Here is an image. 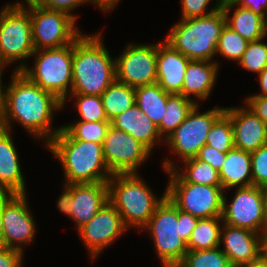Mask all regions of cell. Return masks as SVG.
Here are the masks:
<instances>
[{
	"label": "cell",
	"instance_id": "obj_51",
	"mask_svg": "<svg viewBox=\"0 0 267 267\" xmlns=\"http://www.w3.org/2000/svg\"><path fill=\"white\" fill-rule=\"evenodd\" d=\"M264 197V206H265V216L267 219V184H265L263 187H261Z\"/></svg>",
	"mask_w": 267,
	"mask_h": 267
},
{
	"label": "cell",
	"instance_id": "obj_36",
	"mask_svg": "<svg viewBox=\"0 0 267 267\" xmlns=\"http://www.w3.org/2000/svg\"><path fill=\"white\" fill-rule=\"evenodd\" d=\"M263 39L249 42L246 51L243 53L240 66L260 73L267 66V44L262 43Z\"/></svg>",
	"mask_w": 267,
	"mask_h": 267
},
{
	"label": "cell",
	"instance_id": "obj_4",
	"mask_svg": "<svg viewBox=\"0 0 267 267\" xmlns=\"http://www.w3.org/2000/svg\"><path fill=\"white\" fill-rule=\"evenodd\" d=\"M226 24L223 9L207 16L181 19L165 42L190 60L210 61L215 54L221 31Z\"/></svg>",
	"mask_w": 267,
	"mask_h": 267
},
{
	"label": "cell",
	"instance_id": "obj_16",
	"mask_svg": "<svg viewBox=\"0 0 267 267\" xmlns=\"http://www.w3.org/2000/svg\"><path fill=\"white\" fill-rule=\"evenodd\" d=\"M126 229L127 227L124 225L121 215L108 201L78 231L87 249L90 250L91 256L94 258Z\"/></svg>",
	"mask_w": 267,
	"mask_h": 267
},
{
	"label": "cell",
	"instance_id": "obj_37",
	"mask_svg": "<svg viewBox=\"0 0 267 267\" xmlns=\"http://www.w3.org/2000/svg\"><path fill=\"white\" fill-rule=\"evenodd\" d=\"M252 185L263 187L267 184V144L251 152Z\"/></svg>",
	"mask_w": 267,
	"mask_h": 267
},
{
	"label": "cell",
	"instance_id": "obj_34",
	"mask_svg": "<svg viewBox=\"0 0 267 267\" xmlns=\"http://www.w3.org/2000/svg\"><path fill=\"white\" fill-rule=\"evenodd\" d=\"M249 41L225 24L218 41L216 53H220L227 59L241 60Z\"/></svg>",
	"mask_w": 267,
	"mask_h": 267
},
{
	"label": "cell",
	"instance_id": "obj_23",
	"mask_svg": "<svg viewBox=\"0 0 267 267\" xmlns=\"http://www.w3.org/2000/svg\"><path fill=\"white\" fill-rule=\"evenodd\" d=\"M217 63L190 60L184 74L182 95L188 99L190 94L203 100L212 91L217 75Z\"/></svg>",
	"mask_w": 267,
	"mask_h": 267
},
{
	"label": "cell",
	"instance_id": "obj_55",
	"mask_svg": "<svg viewBox=\"0 0 267 267\" xmlns=\"http://www.w3.org/2000/svg\"><path fill=\"white\" fill-rule=\"evenodd\" d=\"M267 15V14H266ZM265 24H266V27H267V17L265 18Z\"/></svg>",
	"mask_w": 267,
	"mask_h": 267
},
{
	"label": "cell",
	"instance_id": "obj_8",
	"mask_svg": "<svg viewBox=\"0 0 267 267\" xmlns=\"http://www.w3.org/2000/svg\"><path fill=\"white\" fill-rule=\"evenodd\" d=\"M22 3L7 5L0 13V59L6 64L33 56L32 24Z\"/></svg>",
	"mask_w": 267,
	"mask_h": 267
},
{
	"label": "cell",
	"instance_id": "obj_28",
	"mask_svg": "<svg viewBox=\"0 0 267 267\" xmlns=\"http://www.w3.org/2000/svg\"><path fill=\"white\" fill-rule=\"evenodd\" d=\"M101 99L107 119L111 121L135 104V88L115 80L102 93Z\"/></svg>",
	"mask_w": 267,
	"mask_h": 267
},
{
	"label": "cell",
	"instance_id": "obj_47",
	"mask_svg": "<svg viewBox=\"0 0 267 267\" xmlns=\"http://www.w3.org/2000/svg\"><path fill=\"white\" fill-rule=\"evenodd\" d=\"M259 81L263 93L254 96L267 97V66L259 73Z\"/></svg>",
	"mask_w": 267,
	"mask_h": 267
},
{
	"label": "cell",
	"instance_id": "obj_43",
	"mask_svg": "<svg viewBox=\"0 0 267 267\" xmlns=\"http://www.w3.org/2000/svg\"><path fill=\"white\" fill-rule=\"evenodd\" d=\"M246 105L267 124V97L251 96L246 99Z\"/></svg>",
	"mask_w": 267,
	"mask_h": 267
},
{
	"label": "cell",
	"instance_id": "obj_45",
	"mask_svg": "<svg viewBox=\"0 0 267 267\" xmlns=\"http://www.w3.org/2000/svg\"><path fill=\"white\" fill-rule=\"evenodd\" d=\"M256 1L257 0H242L240 5L243 8L251 10L254 14L259 15L265 20L267 14V0H261V4H259V1Z\"/></svg>",
	"mask_w": 267,
	"mask_h": 267
},
{
	"label": "cell",
	"instance_id": "obj_3",
	"mask_svg": "<svg viewBox=\"0 0 267 267\" xmlns=\"http://www.w3.org/2000/svg\"><path fill=\"white\" fill-rule=\"evenodd\" d=\"M47 146L61 161L66 184L108 182L113 175L105 163L102 144L72 139L61 128Z\"/></svg>",
	"mask_w": 267,
	"mask_h": 267
},
{
	"label": "cell",
	"instance_id": "obj_32",
	"mask_svg": "<svg viewBox=\"0 0 267 267\" xmlns=\"http://www.w3.org/2000/svg\"><path fill=\"white\" fill-rule=\"evenodd\" d=\"M218 248L188 251L177 267H232L228 257Z\"/></svg>",
	"mask_w": 267,
	"mask_h": 267
},
{
	"label": "cell",
	"instance_id": "obj_29",
	"mask_svg": "<svg viewBox=\"0 0 267 267\" xmlns=\"http://www.w3.org/2000/svg\"><path fill=\"white\" fill-rule=\"evenodd\" d=\"M197 105L192 99H188L181 94H171L167 98L165 113L160 124L157 126L159 134L162 136L168 133L167 138L188 116Z\"/></svg>",
	"mask_w": 267,
	"mask_h": 267
},
{
	"label": "cell",
	"instance_id": "obj_2",
	"mask_svg": "<svg viewBox=\"0 0 267 267\" xmlns=\"http://www.w3.org/2000/svg\"><path fill=\"white\" fill-rule=\"evenodd\" d=\"M96 36L81 35L73 43L71 94L101 96L116 80L115 60Z\"/></svg>",
	"mask_w": 267,
	"mask_h": 267
},
{
	"label": "cell",
	"instance_id": "obj_41",
	"mask_svg": "<svg viewBox=\"0 0 267 267\" xmlns=\"http://www.w3.org/2000/svg\"><path fill=\"white\" fill-rule=\"evenodd\" d=\"M199 218L178 209V222H180V238L188 243Z\"/></svg>",
	"mask_w": 267,
	"mask_h": 267
},
{
	"label": "cell",
	"instance_id": "obj_21",
	"mask_svg": "<svg viewBox=\"0 0 267 267\" xmlns=\"http://www.w3.org/2000/svg\"><path fill=\"white\" fill-rule=\"evenodd\" d=\"M18 158L9 130L0 127V191L26 194Z\"/></svg>",
	"mask_w": 267,
	"mask_h": 267
},
{
	"label": "cell",
	"instance_id": "obj_17",
	"mask_svg": "<svg viewBox=\"0 0 267 267\" xmlns=\"http://www.w3.org/2000/svg\"><path fill=\"white\" fill-rule=\"evenodd\" d=\"M233 127L234 148L254 152L267 144V124L250 108H225Z\"/></svg>",
	"mask_w": 267,
	"mask_h": 267
},
{
	"label": "cell",
	"instance_id": "obj_9",
	"mask_svg": "<svg viewBox=\"0 0 267 267\" xmlns=\"http://www.w3.org/2000/svg\"><path fill=\"white\" fill-rule=\"evenodd\" d=\"M35 50L60 48L74 43L82 34L75 27V15L36 5L28 7ZM75 27V28H74Z\"/></svg>",
	"mask_w": 267,
	"mask_h": 267
},
{
	"label": "cell",
	"instance_id": "obj_42",
	"mask_svg": "<svg viewBox=\"0 0 267 267\" xmlns=\"http://www.w3.org/2000/svg\"><path fill=\"white\" fill-rule=\"evenodd\" d=\"M22 251L0 247V267H21Z\"/></svg>",
	"mask_w": 267,
	"mask_h": 267
},
{
	"label": "cell",
	"instance_id": "obj_39",
	"mask_svg": "<svg viewBox=\"0 0 267 267\" xmlns=\"http://www.w3.org/2000/svg\"><path fill=\"white\" fill-rule=\"evenodd\" d=\"M226 154L224 152L218 151L214 147L209 145H204L198 155L197 158L201 161L207 162L218 172L221 170L222 164L226 159Z\"/></svg>",
	"mask_w": 267,
	"mask_h": 267
},
{
	"label": "cell",
	"instance_id": "obj_10",
	"mask_svg": "<svg viewBox=\"0 0 267 267\" xmlns=\"http://www.w3.org/2000/svg\"><path fill=\"white\" fill-rule=\"evenodd\" d=\"M167 198L181 211L199 219L222 217V186L168 183Z\"/></svg>",
	"mask_w": 267,
	"mask_h": 267
},
{
	"label": "cell",
	"instance_id": "obj_35",
	"mask_svg": "<svg viewBox=\"0 0 267 267\" xmlns=\"http://www.w3.org/2000/svg\"><path fill=\"white\" fill-rule=\"evenodd\" d=\"M77 97V109L81 115V121L96 122L109 121L104 111L101 96L73 94Z\"/></svg>",
	"mask_w": 267,
	"mask_h": 267
},
{
	"label": "cell",
	"instance_id": "obj_40",
	"mask_svg": "<svg viewBox=\"0 0 267 267\" xmlns=\"http://www.w3.org/2000/svg\"><path fill=\"white\" fill-rule=\"evenodd\" d=\"M86 1L88 0H37L36 6L50 10H61L72 15L71 9ZM89 1L94 5L96 4L94 0Z\"/></svg>",
	"mask_w": 267,
	"mask_h": 267
},
{
	"label": "cell",
	"instance_id": "obj_44",
	"mask_svg": "<svg viewBox=\"0 0 267 267\" xmlns=\"http://www.w3.org/2000/svg\"><path fill=\"white\" fill-rule=\"evenodd\" d=\"M72 184L65 185V191L62 196L59 197L57 207L63 213L71 216L72 213Z\"/></svg>",
	"mask_w": 267,
	"mask_h": 267
},
{
	"label": "cell",
	"instance_id": "obj_12",
	"mask_svg": "<svg viewBox=\"0 0 267 267\" xmlns=\"http://www.w3.org/2000/svg\"><path fill=\"white\" fill-rule=\"evenodd\" d=\"M198 105L188 114L185 120L164 140L173 151L188 160L196 158L200 149L207 143V134L214 122L225 112V108H214L198 114Z\"/></svg>",
	"mask_w": 267,
	"mask_h": 267
},
{
	"label": "cell",
	"instance_id": "obj_20",
	"mask_svg": "<svg viewBox=\"0 0 267 267\" xmlns=\"http://www.w3.org/2000/svg\"><path fill=\"white\" fill-rule=\"evenodd\" d=\"M108 201L107 182L74 183L70 217L77 222L79 229L88 223Z\"/></svg>",
	"mask_w": 267,
	"mask_h": 267
},
{
	"label": "cell",
	"instance_id": "obj_19",
	"mask_svg": "<svg viewBox=\"0 0 267 267\" xmlns=\"http://www.w3.org/2000/svg\"><path fill=\"white\" fill-rule=\"evenodd\" d=\"M190 59L165 41L157 44V81L166 93L181 94L184 74Z\"/></svg>",
	"mask_w": 267,
	"mask_h": 267
},
{
	"label": "cell",
	"instance_id": "obj_18",
	"mask_svg": "<svg viewBox=\"0 0 267 267\" xmlns=\"http://www.w3.org/2000/svg\"><path fill=\"white\" fill-rule=\"evenodd\" d=\"M220 242L224 240L223 253L232 267H241L257 259L263 253V235L244 228L224 224ZM223 234V235H222Z\"/></svg>",
	"mask_w": 267,
	"mask_h": 267
},
{
	"label": "cell",
	"instance_id": "obj_5",
	"mask_svg": "<svg viewBox=\"0 0 267 267\" xmlns=\"http://www.w3.org/2000/svg\"><path fill=\"white\" fill-rule=\"evenodd\" d=\"M108 183V199L121 215L124 225L144 229L156 207L166 197L157 199L137 173L113 174Z\"/></svg>",
	"mask_w": 267,
	"mask_h": 267
},
{
	"label": "cell",
	"instance_id": "obj_38",
	"mask_svg": "<svg viewBox=\"0 0 267 267\" xmlns=\"http://www.w3.org/2000/svg\"><path fill=\"white\" fill-rule=\"evenodd\" d=\"M210 0H182V19L207 16L219 9V4H216L211 11L205 13Z\"/></svg>",
	"mask_w": 267,
	"mask_h": 267
},
{
	"label": "cell",
	"instance_id": "obj_14",
	"mask_svg": "<svg viewBox=\"0 0 267 267\" xmlns=\"http://www.w3.org/2000/svg\"><path fill=\"white\" fill-rule=\"evenodd\" d=\"M157 44L128 45L115 60L116 80L133 88L157 81Z\"/></svg>",
	"mask_w": 267,
	"mask_h": 267
},
{
	"label": "cell",
	"instance_id": "obj_25",
	"mask_svg": "<svg viewBox=\"0 0 267 267\" xmlns=\"http://www.w3.org/2000/svg\"><path fill=\"white\" fill-rule=\"evenodd\" d=\"M186 170L181 174L169 160L164 161V169L170 173L169 183H196L201 185L221 186L219 172L207 162L196 158L185 160ZM174 168V169H173Z\"/></svg>",
	"mask_w": 267,
	"mask_h": 267
},
{
	"label": "cell",
	"instance_id": "obj_22",
	"mask_svg": "<svg viewBox=\"0 0 267 267\" xmlns=\"http://www.w3.org/2000/svg\"><path fill=\"white\" fill-rule=\"evenodd\" d=\"M111 125L123 130L142 143L149 151L157 139H162L157 125L139 109L136 103L111 120Z\"/></svg>",
	"mask_w": 267,
	"mask_h": 267
},
{
	"label": "cell",
	"instance_id": "obj_48",
	"mask_svg": "<svg viewBox=\"0 0 267 267\" xmlns=\"http://www.w3.org/2000/svg\"><path fill=\"white\" fill-rule=\"evenodd\" d=\"M241 267H267V255L262 253L257 259Z\"/></svg>",
	"mask_w": 267,
	"mask_h": 267
},
{
	"label": "cell",
	"instance_id": "obj_50",
	"mask_svg": "<svg viewBox=\"0 0 267 267\" xmlns=\"http://www.w3.org/2000/svg\"><path fill=\"white\" fill-rule=\"evenodd\" d=\"M242 0H218L219 8L233 7V5L240 4Z\"/></svg>",
	"mask_w": 267,
	"mask_h": 267
},
{
	"label": "cell",
	"instance_id": "obj_24",
	"mask_svg": "<svg viewBox=\"0 0 267 267\" xmlns=\"http://www.w3.org/2000/svg\"><path fill=\"white\" fill-rule=\"evenodd\" d=\"M251 153L233 148L226 154L219 176L223 190L238 186H252Z\"/></svg>",
	"mask_w": 267,
	"mask_h": 267
},
{
	"label": "cell",
	"instance_id": "obj_30",
	"mask_svg": "<svg viewBox=\"0 0 267 267\" xmlns=\"http://www.w3.org/2000/svg\"><path fill=\"white\" fill-rule=\"evenodd\" d=\"M222 217L199 219L187 243L188 251H198L219 247L220 232L219 221Z\"/></svg>",
	"mask_w": 267,
	"mask_h": 267
},
{
	"label": "cell",
	"instance_id": "obj_1",
	"mask_svg": "<svg viewBox=\"0 0 267 267\" xmlns=\"http://www.w3.org/2000/svg\"><path fill=\"white\" fill-rule=\"evenodd\" d=\"M11 84L6 88L0 104V127L10 131V119L21 123L31 134L49 140L61 128L51 132L52 112L63 107L53 93L32 83L20 71H15Z\"/></svg>",
	"mask_w": 267,
	"mask_h": 267
},
{
	"label": "cell",
	"instance_id": "obj_13",
	"mask_svg": "<svg viewBox=\"0 0 267 267\" xmlns=\"http://www.w3.org/2000/svg\"><path fill=\"white\" fill-rule=\"evenodd\" d=\"M105 163L112 174L137 173L150 151L133 136L110 125L103 142Z\"/></svg>",
	"mask_w": 267,
	"mask_h": 267
},
{
	"label": "cell",
	"instance_id": "obj_31",
	"mask_svg": "<svg viewBox=\"0 0 267 267\" xmlns=\"http://www.w3.org/2000/svg\"><path fill=\"white\" fill-rule=\"evenodd\" d=\"M111 121L86 122L61 127L72 139L103 144Z\"/></svg>",
	"mask_w": 267,
	"mask_h": 267
},
{
	"label": "cell",
	"instance_id": "obj_7",
	"mask_svg": "<svg viewBox=\"0 0 267 267\" xmlns=\"http://www.w3.org/2000/svg\"><path fill=\"white\" fill-rule=\"evenodd\" d=\"M154 244L164 267H177L188 252L187 243L180 238L178 208L167 198L156 207L148 224Z\"/></svg>",
	"mask_w": 267,
	"mask_h": 267
},
{
	"label": "cell",
	"instance_id": "obj_26",
	"mask_svg": "<svg viewBox=\"0 0 267 267\" xmlns=\"http://www.w3.org/2000/svg\"><path fill=\"white\" fill-rule=\"evenodd\" d=\"M230 10V6L223 8L227 26L249 42L264 39L267 35V27L262 17L240 6L229 21Z\"/></svg>",
	"mask_w": 267,
	"mask_h": 267
},
{
	"label": "cell",
	"instance_id": "obj_46",
	"mask_svg": "<svg viewBox=\"0 0 267 267\" xmlns=\"http://www.w3.org/2000/svg\"><path fill=\"white\" fill-rule=\"evenodd\" d=\"M12 195L10 192H2L0 191V247H3V209L4 202Z\"/></svg>",
	"mask_w": 267,
	"mask_h": 267
},
{
	"label": "cell",
	"instance_id": "obj_6",
	"mask_svg": "<svg viewBox=\"0 0 267 267\" xmlns=\"http://www.w3.org/2000/svg\"><path fill=\"white\" fill-rule=\"evenodd\" d=\"M34 54H39L34 69L22 64L16 71L43 90L53 93L65 104L67 89L69 85L72 87L73 43L60 48L35 50Z\"/></svg>",
	"mask_w": 267,
	"mask_h": 267
},
{
	"label": "cell",
	"instance_id": "obj_11",
	"mask_svg": "<svg viewBox=\"0 0 267 267\" xmlns=\"http://www.w3.org/2000/svg\"><path fill=\"white\" fill-rule=\"evenodd\" d=\"M222 221L232 227L262 232L263 235L267 219L261 187H238L230 205L226 202V196H223Z\"/></svg>",
	"mask_w": 267,
	"mask_h": 267
},
{
	"label": "cell",
	"instance_id": "obj_33",
	"mask_svg": "<svg viewBox=\"0 0 267 267\" xmlns=\"http://www.w3.org/2000/svg\"><path fill=\"white\" fill-rule=\"evenodd\" d=\"M206 139V145L224 153L234 148L233 127L225 112L214 122Z\"/></svg>",
	"mask_w": 267,
	"mask_h": 267
},
{
	"label": "cell",
	"instance_id": "obj_49",
	"mask_svg": "<svg viewBox=\"0 0 267 267\" xmlns=\"http://www.w3.org/2000/svg\"><path fill=\"white\" fill-rule=\"evenodd\" d=\"M96 5L102 9V11H109L114 8L119 0H94Z\"/></svg>",
	"mask_w": 267,
	"mask_h": 267
},
{
	"label": "cell",
	"instance_id": "obj_52",
	"mask_svg": "<svg viewBox=\"0 0 267 267\" xmlns=\"http://www.w3.org/2000/svg\"><path fill=\"white\" fill-rule=\"evenodd\" d=\"M6 65V63L5 62H3L1 59H0V104H1V101H2V98H3V95H4V91H2V89L1 88H3L1 85V74H2V68L4 67Z\"/></svg>",
	"mask_w": 267,
	"mask_h": 267
},
{
	"label": "cell",
	"instance_id": "obj_53",
	"mask_svg": "<svg viewBox=\"0 0 267 267\" xmlns=\"http://www.w3.org/2000/svg\"><path fill=\"white\" fill-rule=\"evenodd\" d=\"M263 253L267 255V227L265 229V232L263 234Z\"/></svg>",
	"mask_w": 267,
	"mask_h": 267
},
{
	"label": "cell",
	"instance_id": "obj_54",
	"mask_svg": "<svg viewBox=\"0 0 267 267\" xmlns=\"http://www.w3.org/2000/svg\"><path fill=\"white\" fill-rule=\"evenodd\" d=\"M28 6H33V5H36L37 3V0H26Z\"/></svg>",
	"mask_w": 267,
	"mask_h": 267
},
{
	"label": "cell",
	"instance_id": "obj_27",
	"mask_svg": "<svg viewBox=\"0 0 267 267\" xmlns=\"http://www.w3.org/2000/svg\"><path fill=\"white\" fill-rule=\"evenodd\" d=\"M170 95L158 83L140 86L135 88V103L158 126Z\"/></svg>",
	"mask_w": 267,
	"mask_h": 267
},
{
	"label": "cell",
	"instance_id": "obj_15",
	"mask_svg": "<svg viewBox=\"0 0 267 267\" xmlns=\"http://www.w3.org/2000/svg\"><path fill=\"white\" fill-rule=\"evenodd\" d=\"M28 209L25 194H12L4 202L3 247L23 251L21 245L32 241L35 223Z\"/></svg>",
	"mask_w": 267,
	"mask_h": 267
}]
</instances>
